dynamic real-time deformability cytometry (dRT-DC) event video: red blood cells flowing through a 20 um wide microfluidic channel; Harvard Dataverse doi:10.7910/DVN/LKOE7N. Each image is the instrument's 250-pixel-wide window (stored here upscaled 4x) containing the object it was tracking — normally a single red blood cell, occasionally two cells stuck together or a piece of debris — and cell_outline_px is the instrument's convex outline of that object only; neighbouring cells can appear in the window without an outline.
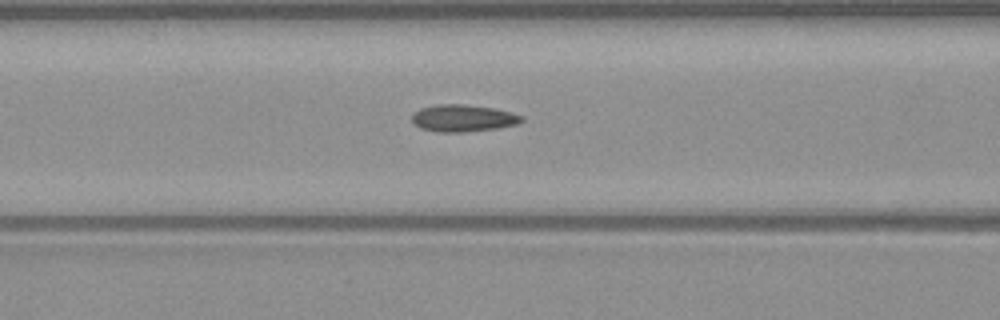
{"species": "common noctule bat (a hibernating species)", "species_latin": "Nyctalus noctula", "temperature_condition": "warm", "stored_images_in_passage": 31, "camera_frame_rate_fps": 3000, "um_per_image_px": 0.085, "animal": {"sex": "male", "body_mass_g": 23.1, "forearm_length_mm": 52.7}, "frame": {"image": 1, "passage_image": 11, "time_ms": 3.333, "image_size_px": [1000, 320], "cell_outline_px": [[524, 120], [516, 124], [500, 128], [464, 132], [440, 132], [420, 128], [412, 120], [412, 112], [420, 108], [436, 104], [464, 104], [496, 108], [512, 112], [524, 116]], "centroid_in_image_um": [39.38, 10.03], "position_along_channel_um": 127.2, "area_um2": 17.51}}
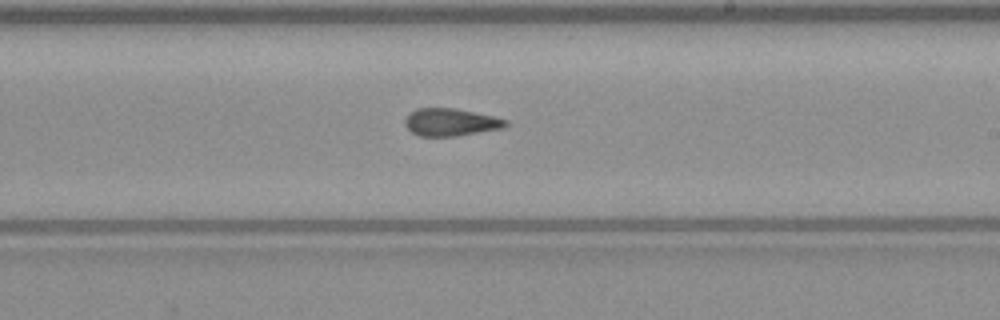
{"frame": {"image": 2, "passage_image": 20, "time_ms": 6.333, "image_size_px": [1000, 320], "cell_outline_px": [[508, 124], [504, 128], [456, 136], [420, 136], [412, 132], [404, 124], [404, 120], [408, 112], [416, 108], [452, 108], [496, 116], [508, 120]], "centroid_in_image_um": [38.31, 10.38], "position_along_channel_um": 250.7, "area_um2": 16.3}}
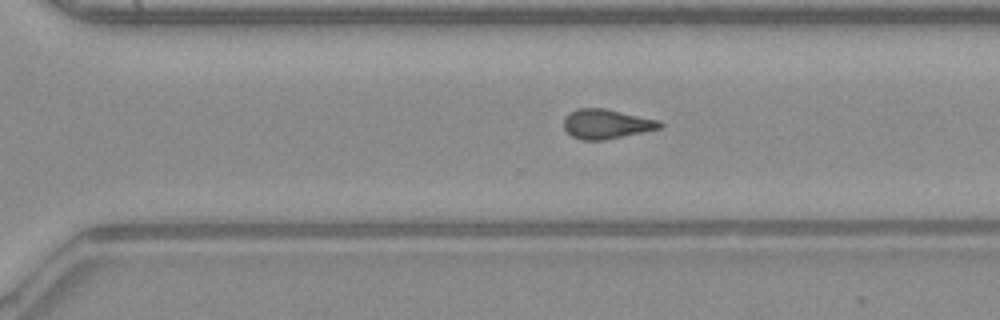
{"frame": {"image": 3, "passage_image": 25, "time_ms": 8.0, "image_size_px": [1000, 320], "cell_outline_px": [[664, 128], [604, 140], [580, 140], [572, 136], [564, 128], [564, 116], [568, 112], [580, 108], [604, 108], [660, 120], [664, 124]], "centroid_in_image_um": [51.57, 10.54], "position_along_channel_um": 319.0, "area_um2": 16.76}}